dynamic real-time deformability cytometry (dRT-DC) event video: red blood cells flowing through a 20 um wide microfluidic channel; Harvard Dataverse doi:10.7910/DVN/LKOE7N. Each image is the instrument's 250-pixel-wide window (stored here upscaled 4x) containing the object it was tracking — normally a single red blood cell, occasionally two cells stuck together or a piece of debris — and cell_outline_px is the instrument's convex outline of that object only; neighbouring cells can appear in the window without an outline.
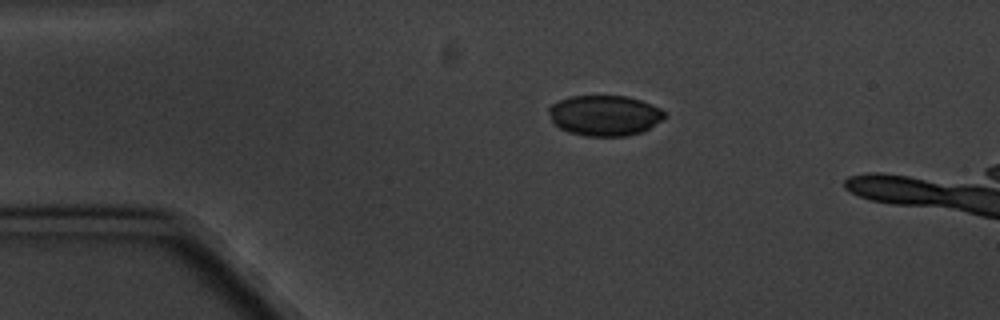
{"species": "common noctule bat (a hibernating species)", "species_latin": "Nyctalus noctula", "temperature_condition": "cold", "stored_images_in_passage": 9, "camera_frame_rate_fps": 3000, "um_per_image_px": 0.085, "animal": {"sex": "male", "body_mass_g": 20.1, "forearm_length_mm": 53.5}, "frame": {"image": 1, "passage_image": 3, "time_ms": 2.333, "image_size_px": [1000, 320], "cell_outline_px": [[664, 116], [660, 120], [648, 128], [640, 132], [628, 136], [584, 136], [568, 132], [560, 128], [552, 120], [548, 112], [548, 108], [552, 104], [560, 100], [572, 96], [624, 96], [640, 100], [652, 104], [660, 108], [664, 112]], "centroid_in_image_um": [51.36, 9.82], "position_along_channel_um": 33.6, "area_um2": 27.05}}